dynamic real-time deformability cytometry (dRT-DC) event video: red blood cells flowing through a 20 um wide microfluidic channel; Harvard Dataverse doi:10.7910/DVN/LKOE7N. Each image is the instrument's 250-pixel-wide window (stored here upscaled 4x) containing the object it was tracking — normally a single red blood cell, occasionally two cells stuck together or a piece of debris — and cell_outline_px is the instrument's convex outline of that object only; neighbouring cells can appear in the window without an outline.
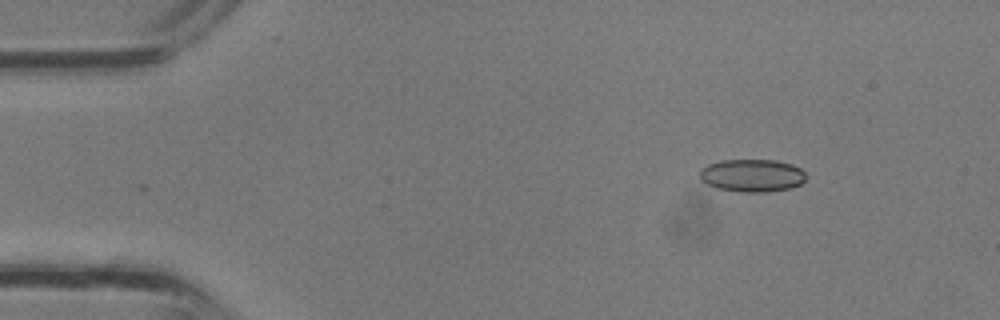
{"species": "common noctule bat (a hibernating species)", "species_latin": "Nyctalus noctula", "temperature_condition": "room temperature", "stored_images_in_passage": 5, "camera_frame_rate_fps": 3000, "um_per_image_px": 0.085, "animal": {"sex": "male", "body_mass_g": 13.3}, "frame": {"image": 1, "passage_image": 5, "time_ms": 1.333, "image_size_px": [1000, 320], "cell_outline_px": [[804, 180], [800, 184], [792, 188], [768, 192], [740, 192], [716, 188], [700, 180], [700, 168], [708, 164], [720, 160], [776, 160], [792, 164], [800, 168], [804, 172]], "centroid_in_image_um": [63.91, 14.92], "position_along_channel_um": 21.1, "area_um2": 20.4}}